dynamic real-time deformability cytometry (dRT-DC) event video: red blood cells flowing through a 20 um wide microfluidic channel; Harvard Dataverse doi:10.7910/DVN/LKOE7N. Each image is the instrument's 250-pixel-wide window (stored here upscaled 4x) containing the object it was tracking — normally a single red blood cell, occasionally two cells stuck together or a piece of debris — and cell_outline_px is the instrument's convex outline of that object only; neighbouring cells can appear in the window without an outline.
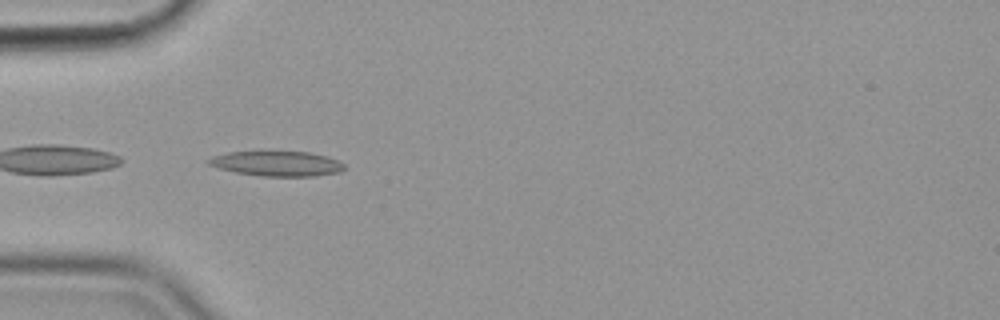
{"species": "common noctule bat (a hibernating species)", "species_latin": "Nyctalus noctula", "temperature_condition": "cold", "stored_images_in_passage": 37, "camera_frame_rate_fps": 3000, "um_per_image_px": 0.085, "animal": {"sex": "female", "body_mass_g": 19.9}, "frame": {"image": 1, "passage_image": 1, "time_ms": 0.0, "image_size_px": [1000, 320], "cell_outline_px": [[344, 168], [340, 172], [316, 176], [260, 176], [236, 172], [220, 168], [208, 164], [204, 160], [212, 156], [228, 152], [308, 152], [324, 156], [336, 160], [344, 164]], "centroid_in_image_um": [23.5, 13.91], "position_along_channel_um": 61.5, "area_um2": 19.54}, "authors_computed_cell_mechanics": {"area_um2": 18.3804, "velocity_mm_per_s": 3.5944, "shape_relaxation_time_tau1_ms": null, "shape_relaxation_time_tau2_ms": 6.5494, "deformation_change_tau1": null, "deformation_change_tau2": 0.1823}}